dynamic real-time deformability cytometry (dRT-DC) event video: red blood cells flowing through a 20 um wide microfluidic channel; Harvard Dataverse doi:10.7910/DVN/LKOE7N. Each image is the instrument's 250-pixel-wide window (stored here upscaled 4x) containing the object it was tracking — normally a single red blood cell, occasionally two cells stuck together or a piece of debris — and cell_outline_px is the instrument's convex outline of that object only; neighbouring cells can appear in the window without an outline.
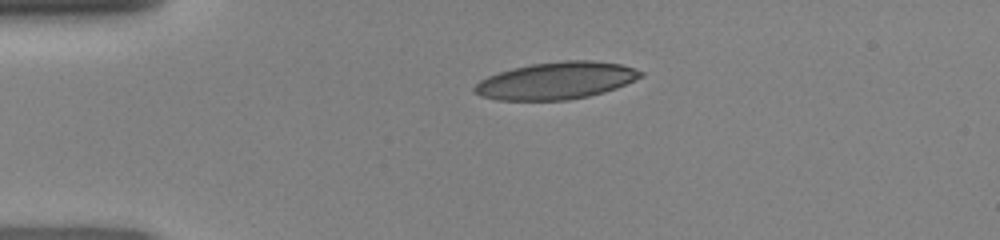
{"species": "human", "species_latin": "Homo sapiens", "temperature_condition": "room temperature", "stored_images_in_passage": 38, "camera_frame_rate_fps": 3000, "um_per_image_px": 0.085, "donor": {"sex": "female"}, "frame": {"image": 1, "passage_image": 1, "time_ms": 0.0, "image_size_px": [1000, 240], "cell_outline_px": [[644, 76], [616, 88], [604, 92], [588, 96], [568, 100], [496, 100], [480, 96], [472, 92], [472, 88], [480, 80], [488, 76], [512, 68], [532, 64], [564, 60], [592, 60], [620, 64], [644, 72]], "centroid_in_image_um": [47.25, 6.86], "position_along_channel_um": 37.7, "area_um2": 36.01}}
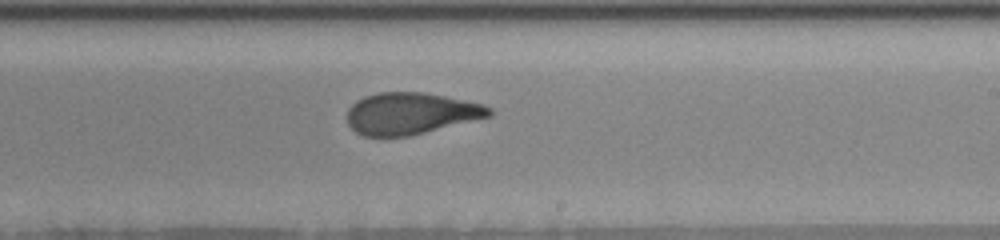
{"frame": {"image": 2, "passage_image": 19, "time_ms": 6.0, "image_size_px": [1000, 240], "cell_outline_px": [[492, 116], [412, 136], [364, 136], [356, 132], [348, 124], [348, 108], [356, 100], [364, 96], [380, 92], [424, 92], [484, 104], [492, 108]], "centroid_in_image_um": [34.93, 9.65], "position_along_channel_um": 254.1, "area_um2": 34.74}}
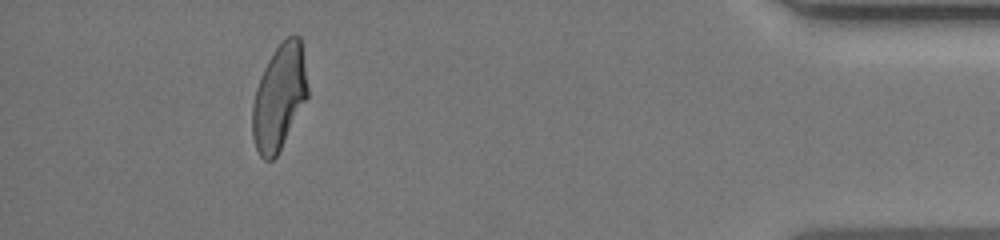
{"frame": {"image": 3, "passage_image": 34, "time_ms": 11.0, "image_size_px": [1000, 240], "cell_outline_px": [[308, 96], [276, 156], [272, 160], [264, 160], [260, 156], [256, 148], [252, 136], [252, 104], [256, 88], [264, 68], [268, 60], [276, 48], [288, 36], [300, 36], [308, 88]], "centroid_in_image_um": [23.71, 8.27], "position_along_channel_um": 411.5, "area_um2": 33.41}}